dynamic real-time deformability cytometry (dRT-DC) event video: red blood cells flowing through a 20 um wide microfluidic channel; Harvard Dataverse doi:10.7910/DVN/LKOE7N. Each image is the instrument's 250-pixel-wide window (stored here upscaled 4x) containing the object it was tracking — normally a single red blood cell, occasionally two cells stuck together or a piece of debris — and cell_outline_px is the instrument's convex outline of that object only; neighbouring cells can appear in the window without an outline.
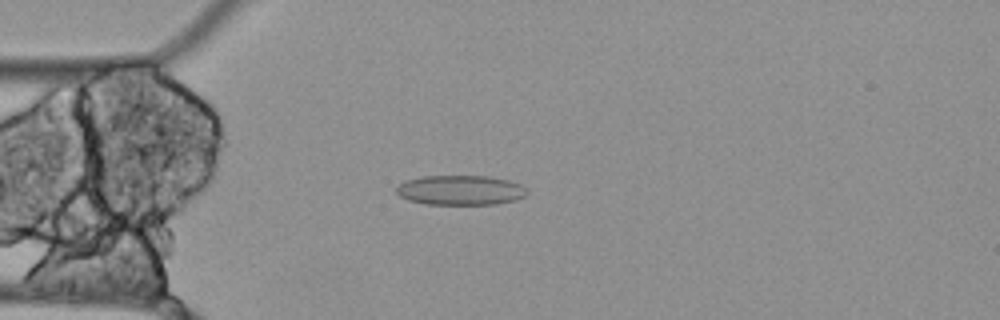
{"species": "Egyptian fruit bat (a non-hibernating species)", "species_latin": "Rousettus aegyptiacus", "temperature_condition": "cold", "stored_images_in_passage": 52, "camera_frame_rate_fps": 3000, "um_per_image_px": 0.085, "animal": {"sex": "female"}, "frame": {"image": 1, "passage_image": 10, "time_ms": 3.0, "image_size_px": [1000, 320], "cell_outline_px": [[528, 192], [524, 196], [516, 200], [496, 204], [428, 204], [408, 200], [400, 196], [396, 192], [396, 188], [400, 184], [408, 180], [424, 176], [488, 176], [508, 180], [520, 184]], "centroid_in_image_um": [39.15, 16.17], "position_along_channel_um": 45.9, "area_um2": 22.48}}
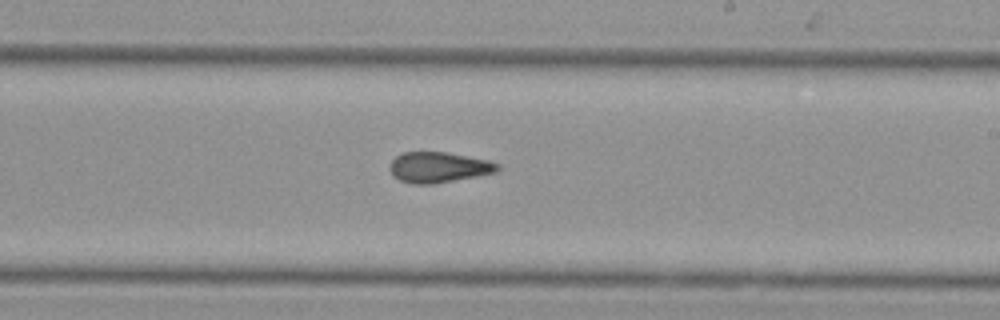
{"frame": {"image": 2, "passage_image": 28, "time_ms": 9.0, "image_size_px": [1000, 320], "cell_outline_px": [[500, 168], [496, 172], [476, 176], [428, 184], [416, 184], [400, 180], [392, 172], [392, 160], [400, 152], [448, 152], [488, 160], [500, 164]], "centroid_in_image_um": [37.32, 14.2], "position_along_channel_um": 251.7, "area_um2": 18.79}}
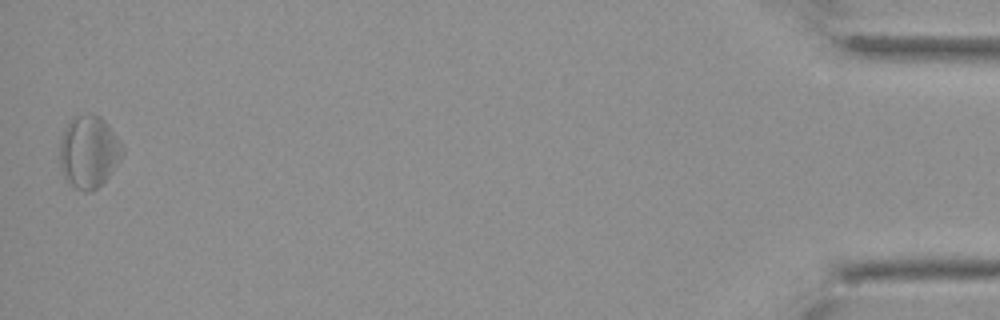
{"frame": {"image": 3, "passage_image": 51, "time_ms": 16.667, "image_size_px": [1000, 320], "cell_outline_px": [[124, 152], [120, 160], [108, 176], [92, 192], [84, 192], [76, 188], [64, 176], [60, 164], [60, 136], [64, 128], [72, 116], [92, 112], [100, 116], [108, 124], [120, 140], [124, 148]], "centroid_in_image_um": [7.55, 12.85], "position_along_channel_um": 427.7, "area_um2": 26.65}, "authors_computed_cell_mechanics": {"area_um2": 21.1837, "velocity_mm_per_s": 3.4809, "shape_relaxation_time_tau1_ms": null, "shape_relaxation_time_tau2_ms": 3.0248, "deformation_change_tau1": null, "deformation_change_tau2": 0.1035}}